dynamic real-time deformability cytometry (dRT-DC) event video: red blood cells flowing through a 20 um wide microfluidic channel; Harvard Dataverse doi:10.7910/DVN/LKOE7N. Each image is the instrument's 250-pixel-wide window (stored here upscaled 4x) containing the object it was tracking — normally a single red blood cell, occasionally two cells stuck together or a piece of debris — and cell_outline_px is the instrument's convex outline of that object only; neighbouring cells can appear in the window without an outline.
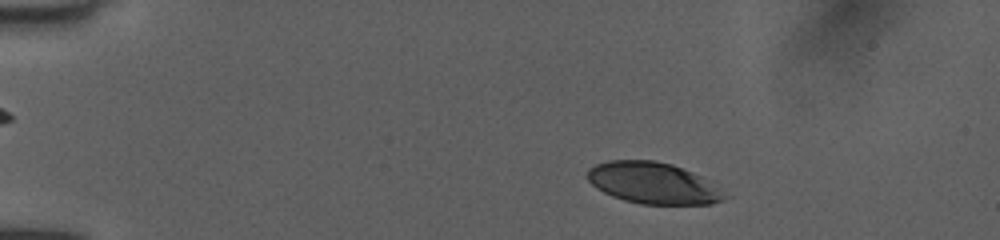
{"species": "human", "species_latin": "Homo sapiens", "temperature_condition": "room temperature", "stored_images_in_passage": 38, "camera_frame_rate_fps": 3000, "um_per_image_px": 0.085, "donor": {"sex": "female"}, "frame": {"image": 1, "passage_image": 3, "time_ms": 0.667, "image_size_px": [1000, 240], "cell_outline_px": [[732, 196], [724, 200], [712, 204], [640, 204], [624, 200], [612, 196], [596, 188], [584, 176], [588, 168], [596, 164], [608, 160], [656, 160], [672, 164], [692, 172], [700, 176]], "centroid_in_image_um": [55.51, 15.56], "position_along_channel_um": 29.5, "area_um2": 33.41}}
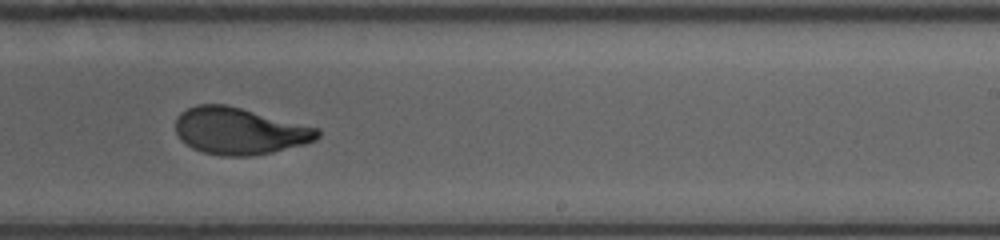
{"frame": {"image": 2, "passage_image": 21, "time_ms": 6.667, "image_size_px": [1000, 240], "cell_outline_px": [[320, 136], [316, 140], [304, 144], [272, 152], [252, 156], [220, 156], [204, 152], [192, 148], [184, 144], [180, 140], [176, 132], [176, 116], [180, 112], [196, 104], [224, 104], [320, 128]], "centroid_in_image_um": [20.33, 11.14], "position_along_channel_um": 268.7, "area_um2": 38.84}}
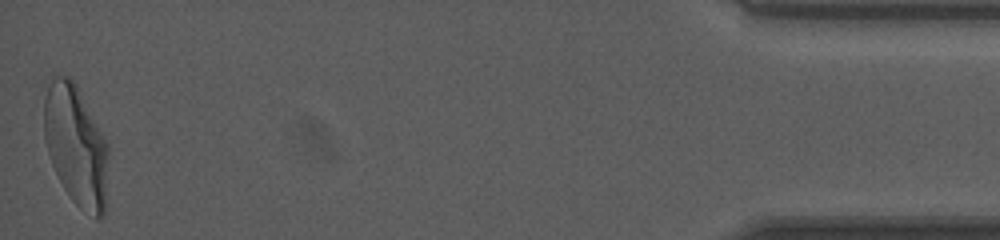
{"frame": {"image": 3, "passage_image": 38, "time_ms": 12.333, "image_size_px": [1000, 240], "cell_outline_px": [[108, 152], [104, 212], [96, 220], [80, 208], [72, 200], [64, 188], [52, 164], [48, 152], [44, 136], [44, 100], [52, 72], [68, 76], [76, 84], [104, 136], [108, 144]], "centroid_in_image_um": [6.44, 12.32], "position_along_channel_um": 428.8, "area_um2": 45.03}, "authors_computed_cell_mechanics": {"area_um2": 39.304, "velocity_mm_per_s": 4.0445, "shape_relaxation_time_tau1_ms": 3.2632, "shape_relaxation_time_tau2_ms": 0.8184, "deformation_change_tau1": 0.1893, "deformation_change_tau2": 0.0747}}